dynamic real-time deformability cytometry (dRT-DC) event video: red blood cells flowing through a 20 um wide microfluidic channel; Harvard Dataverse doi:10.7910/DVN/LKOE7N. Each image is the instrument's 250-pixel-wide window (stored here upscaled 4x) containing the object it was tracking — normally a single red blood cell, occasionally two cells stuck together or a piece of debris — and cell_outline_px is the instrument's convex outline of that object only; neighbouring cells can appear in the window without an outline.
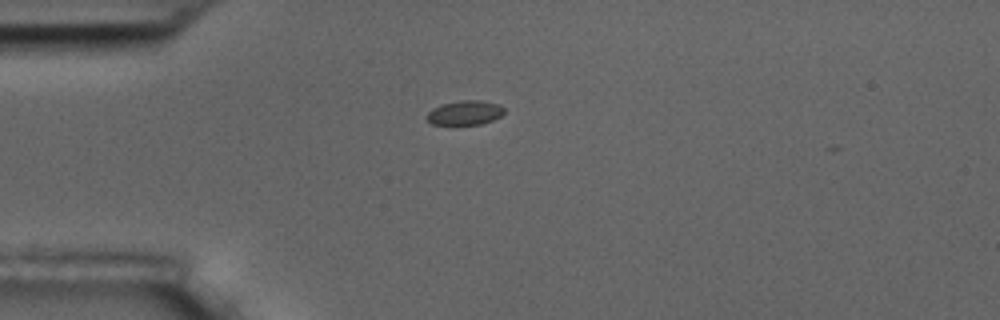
{"species": "common noctule bat (a hibernating species)", "species_latin": "Nyctalus noctula", "temperature_condition": "room temperature", "stored_images_in_passage": 43, "camera_frame_rate_fps": 3000, "um_per_image_px": 0.085, "animal": {"sex": "male", "body_mass_g": 17.5, "forearm_length_mm": 52.3}, "frame": {"image": 1, "passage_image": 1, "time_ms": 0.0, "image_size_px": [1000, 320], "cell_outline_px": [[504, 112], [500, 116], [492, 120], [480, 124], [432, 124], [424, 116], [432, 108], [440, 104], [460, 100], [480, 100], [500, 104], [504, 108]], "centroid_in_image_um": [39.5, 9.56], "position_along_channel_um": 45.5, "area_um2": 11.04}}
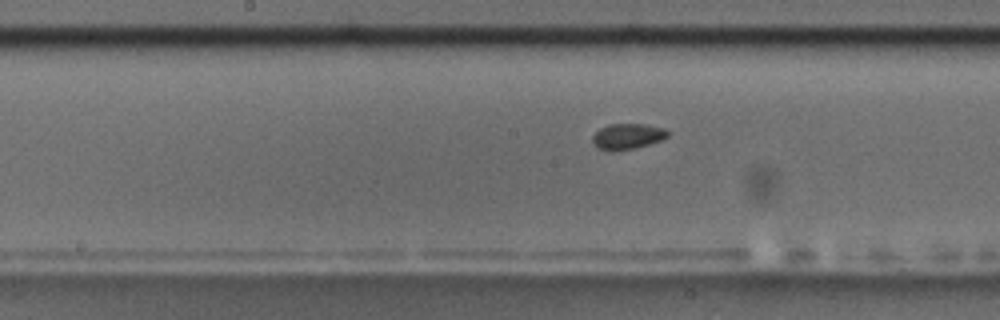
{"frame": {"image": 2, "passage_image": 15, "time_ms": 4.667, "image_size_px": [1000, 320], "cell_outline_px": [[668, 136], [660, 140], [648, 144], [632, 148], [612, 152], [608, 152], [592, 144], [592, 136], [600, 128], [608, 124], [644, 124], [664, 128], [668, 132]], "centroid_in_image_um": [53.29, 11.59], "position_along_channel_um": 194.9, "area_um2": 11.21}}
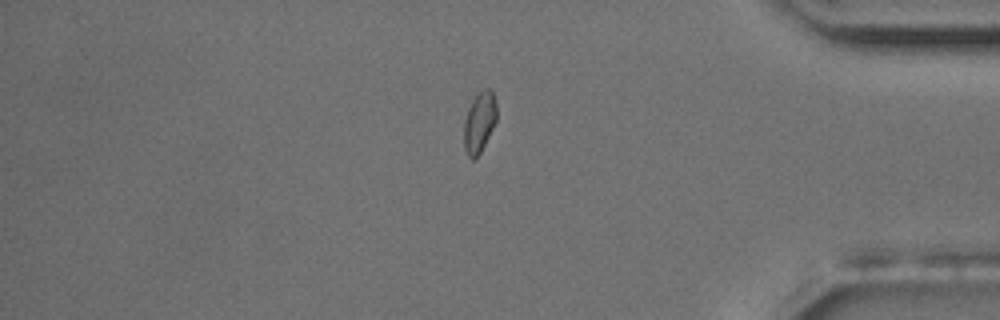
{"frame": {"image": 3, "passage_image": 34, "time_ms": 11.0, "image_size_px": [1000, 320], "cell_outline_px": [[496, 120], [480, 152], [472, 160], [468, 156], [464, 148], [464, 120], [468, 108], [472, 100], [484, 88], [488, 88], [492, 92], [496, 104]], "centroid_in_image_um": [40.73, 10.38], "position_along_channel_um": 394.5, "area_um2": 11.27}, "authors_computed_cell_mechanics": {"area_um2": 11.4444, "velocity_mm_per_s": 3.5837, "shape_relaxation_time_tau1_ms": null, "shape_relaxation_time_tau2_ms": 4.3158, "deformation_change_tau1": null, "deformation_change_tau2": 0.0544}}